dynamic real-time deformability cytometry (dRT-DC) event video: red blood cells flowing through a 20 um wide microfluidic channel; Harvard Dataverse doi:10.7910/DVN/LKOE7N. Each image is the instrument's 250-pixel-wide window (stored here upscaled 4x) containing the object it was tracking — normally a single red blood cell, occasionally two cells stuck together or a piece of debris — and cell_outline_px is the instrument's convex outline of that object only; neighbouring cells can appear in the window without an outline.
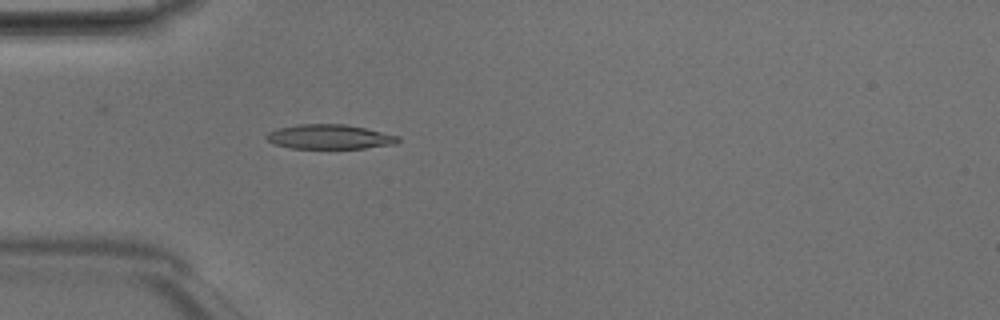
{"species": "Egyptian fruit bat (a non-hibernating species)", "species_latin": "Rousettus aegyptiacus", "temperature_condition": "room temperature", "stored_images_in_passage": 7, "camera_frame_rate_fps": 3000, "um_per_image_px": 0.085, "animal": {"sex": "male"}, "frame": {"image": 1, "passage_image": 2, "time_ms": 0.333, "image_size_px": [1000, 320], "cell_outline_px": [[400, 140], [396, 144], [364, 148], [292, 148], [276, 144], [268, 140], [264, 136], [268, 132], [280, 128], [300, 124], [344, 124], [364, 128], [400, 136]], "centroid_in_image_um": [28.04, 11.63], "position_along_channel_um": 57.0, "area_um2": 18.61}}